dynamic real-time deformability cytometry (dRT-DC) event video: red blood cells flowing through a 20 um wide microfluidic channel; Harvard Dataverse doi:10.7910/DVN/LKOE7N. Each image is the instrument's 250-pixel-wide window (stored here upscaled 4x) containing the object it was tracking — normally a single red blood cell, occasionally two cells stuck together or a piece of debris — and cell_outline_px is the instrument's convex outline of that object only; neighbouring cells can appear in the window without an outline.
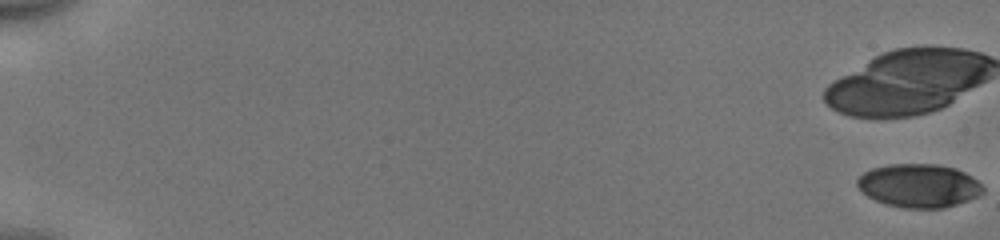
{"species": "human", "species_latin": "Homo sapiens", "temperature_condition": "cold", "stored_images_in_passage": 16, "camera_frame_rate_fps": 3000, "um_per_image_px": 0.085, "donor": {"sex": "male"}, "frame": {"image": 1, "passage_image": 1, "time_ms": 0.0, "image_size_px": [1000, 240], "cell_outline_px": [[984, 192], [980, 196], [944, 208], [904, 208], [884, 204], [868, 196], [856, 184], [856, 180], [864, 172], [872, 168], [888, 164], [936, 164], [956, 168], [972, 176], [984, 188]], "centroid_in_image_um": [78.12, 15.78], "position_along_channel_um": 6.9, "area_um2": 31.91}}